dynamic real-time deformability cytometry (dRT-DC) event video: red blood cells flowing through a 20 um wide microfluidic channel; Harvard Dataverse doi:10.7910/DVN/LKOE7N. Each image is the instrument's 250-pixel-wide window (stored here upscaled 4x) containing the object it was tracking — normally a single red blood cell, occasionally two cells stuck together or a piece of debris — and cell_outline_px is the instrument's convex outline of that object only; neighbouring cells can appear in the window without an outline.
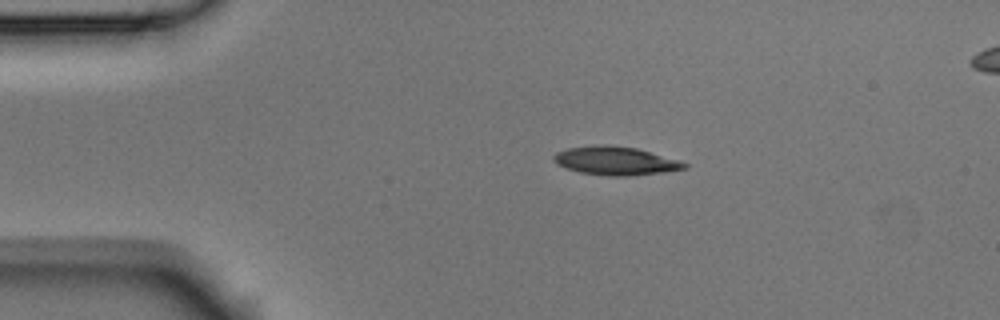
{"species": "Egyptian fruit bat (a non-hibernating species)", "species_latin": "Rousettus aegyptiacus", "temperature_condition": "room temperature", "stored_images_in_passage": 5, "camera_frame_rate_fps": 3000, "um_per_image_px": 0.085, "animal": {"sex": "male"}, "frame": {"image": 1, "passage_image": 2, "time_ms": 0.333, "image_size_px": [1000, 320], "cell_outline_px": [[688, 168], [664, 172], [628, 176], [608, 176], [580, 172], [556, 164], [552, 160], [552, 156], [556, 152], [568, 148], [600, 144], [608, 144], [636, 148], [680, 160], [688, 164]], "centroid_in_image_um": [52.32, 13.66], "position_along_channel_um": 32.7, "area_um2": 21.79}}
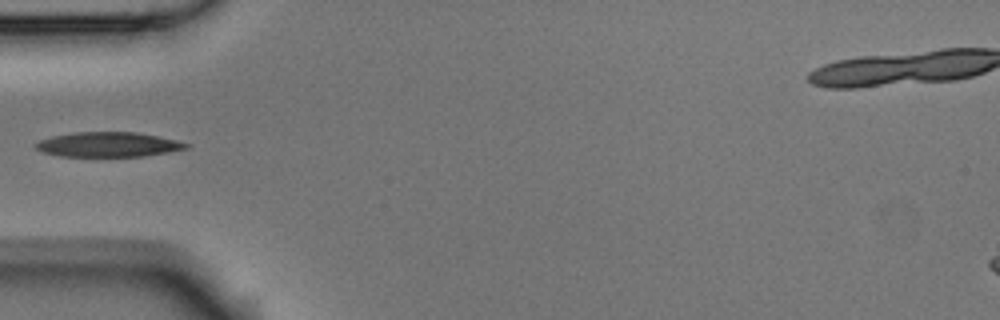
{"frame": {"image": 2, "passage_image": 4, "time_ms": 1.0, "image_size_px": [1000, 320], "cell_outline_px": [[192, 144], [188, 148], [168, 152], [144, 156], [60, 156], [40, 152], [36, 148], [36, 140], [52, 136], [76, 132], [136, 132], [176, 140]], "centroid_in_image_um": [9.18, 12.28], "position_along_channel_um": 75.8, "area_um2": 21.73}}
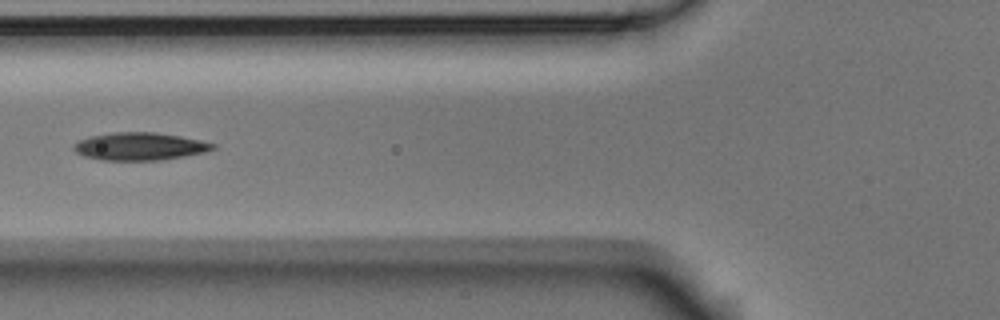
{"frame": {"image": 3, "passage_image": 5, "time_ms": 1.333, "image_size_px": [1000, 320], "cell_outline_px": [[216, 148], [204, 152], [184, 156], [160, 160], [100, 160], [84, 156], [76, 152], [72, 148], [80, 140], [92, 136], [116, 132], [152, 132], [180, 136], [200, 140], [216, 144]], "centroid_in_image_um": [11.89, 12.45], "position_along_channel_um": 113.9, "area_um2": 22.2}}